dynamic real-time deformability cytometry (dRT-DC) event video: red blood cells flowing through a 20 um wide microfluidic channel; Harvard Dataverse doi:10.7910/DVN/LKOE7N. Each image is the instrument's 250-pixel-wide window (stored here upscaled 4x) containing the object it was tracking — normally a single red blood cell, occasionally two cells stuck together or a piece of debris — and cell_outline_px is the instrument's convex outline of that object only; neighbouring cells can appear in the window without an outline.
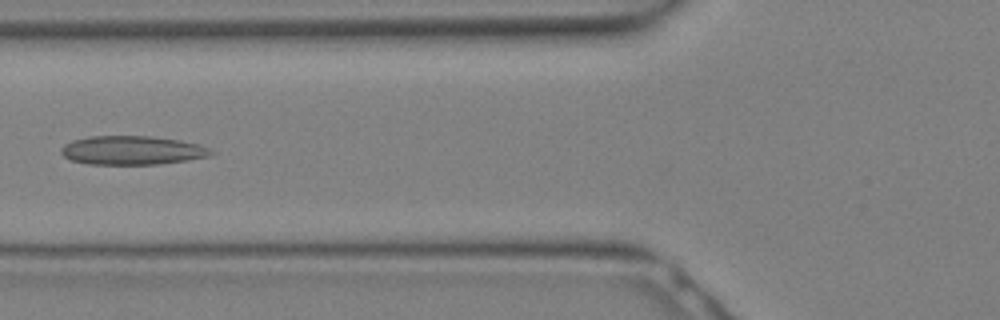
{"species": "Egyptian fruit bat (a non-hibernating species)", "species_latin": "Rousettus aegyptiacus", "temperature_condition": "warm", "stored_images_in_passage": 28, "camera_frame_rate_fps": 3000, "um_per_image_px": 0.085, "animal": {"sex": "female"}, "frame": {"image": 1, "passage_image": 10, "time_ms": 3.0, "image_size_px": [1000, 320], "cell_outline_px": [[216, 152], [208, 156], [184, 160], [156, 164], [88, 164], [72, 160], [64, 156], [60, 152], [60, 148], [64, 144], [72, 140], [88, 136], [152, 136], [180, 140], [200, 144]], "centroid_in_image_um": [11.2, 12.76], "position_along_channel_um": 114.6, "area_um2": 25.14}}
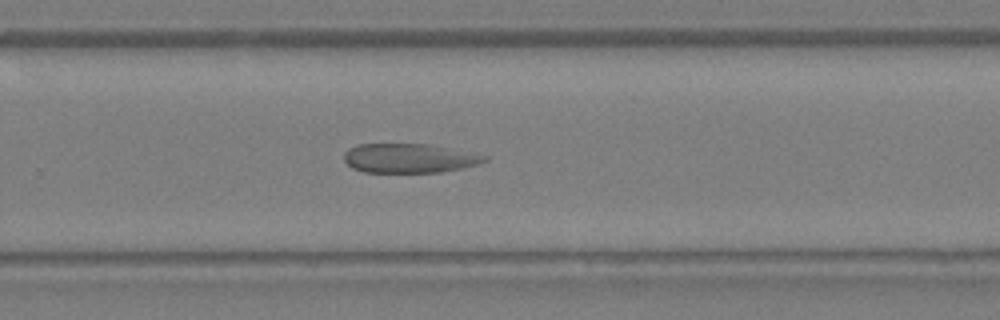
{"frame": {"image": 2, "passage_image": 18, "time_ms": 5.667, "image_size_px": [1000, 320], "cell_outline_px": [[488, 160], [476, 164], [460, 168], [440, 172], [364, 172], [352, 168], [344, 160], [344, 152], [348, 148], [356, 144], [424, 144], [452, 148], [488, 156]], "centroid_in_image_um": [34.75, 13.44], "position_along_channel_um": 295.1, "area_um2": 23.87}}
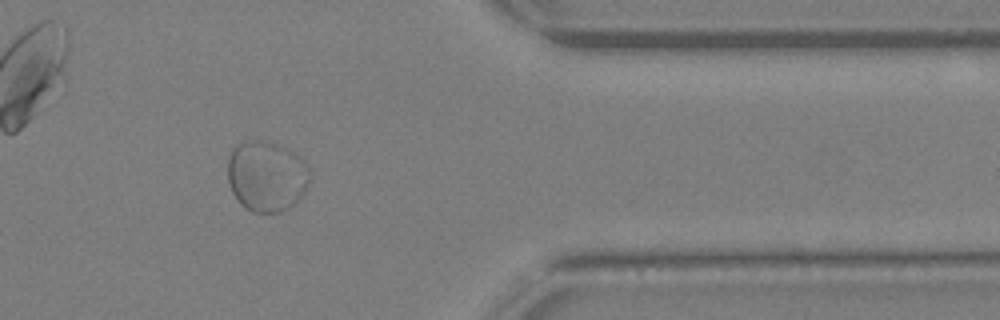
{"frame": {"image": 3, "passage_image": 23, "time_ms": 7.333, "image_size_px": [1000, 320], "cell_outline_px": [[312, 172], [308, 184], [304, 192], [288, 208], [280, 212], [252, 212], [244, 208], [240, 204], [232, 192], [228, 180], [228, 160], [232, 148], [236, 144], [252, 140], [272, 140], [296, 152], [308, 164]], "centroid_in_image_um": [22.67, 14.93], "position_along_channel_um": 388.7, "area_um2": 34.45}}